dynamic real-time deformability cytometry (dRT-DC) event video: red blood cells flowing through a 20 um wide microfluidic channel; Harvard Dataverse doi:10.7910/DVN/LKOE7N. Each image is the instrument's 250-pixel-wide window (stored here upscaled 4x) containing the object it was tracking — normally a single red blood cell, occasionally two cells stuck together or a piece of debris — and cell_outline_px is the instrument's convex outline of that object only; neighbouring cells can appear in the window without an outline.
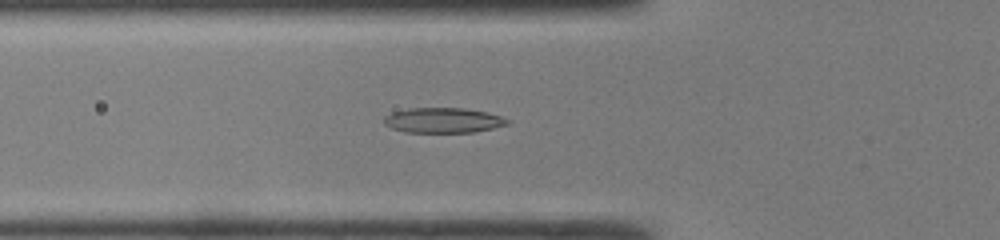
{"species": "common noctule bat (a hibernating species)", "species_latin": "Nyctalus noctula", "temperature_condition": "room temperature", "stored_images_in_passage": 34, "camera_frame_rate_fps": 3000, "um_per_image_px": 0.085, "animal": {"sex": "male", "body_mass_g": 19.0, "forearm_length_mm": 50.8}, "frame": {"image": 1, "passage_image": 4, "time_ms": 1.0, "image_size_px": [1000, 240], "cell_outline_px": [[512, 120], [508, 124], [476, 132], [404, 132], [392, 128], [384, 124], [384, 116], [392, 112], [408, 108], [464, 108], [488, 112]], "centroid_in_image_um": [37.67, 10.22], "position_along_channel_um": 88.1, "area_um2": 18.15}}
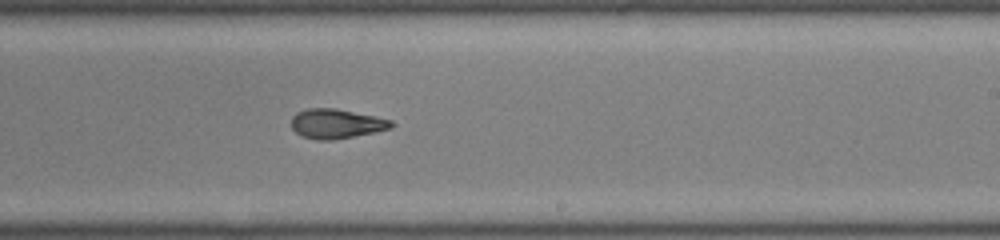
{"frame": {"image": 2, "passage_image": 16, "time_ms": 5.0, "image_size_px": [1000, 240], "cell_outline_px": [[396, 124], [392, 128], [376, 132], [336, 140], [316, 140], [304, 136], [296, 132], [292, 128], [292, 116], [296, 112], [308, 108], [336, 108], [376, 116], [392, 120]], "centroid_in_image_um": [28.63, 10.51], "position_along_channel_um": 260.4, "area_um2": 17.46}}
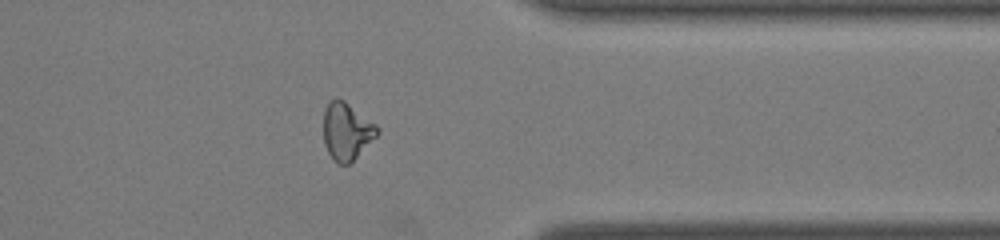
{"frame": {"image": 3, "passage_image": 25, "time_ms": 8.0, "image_size_px": [1000, 240], "cell_outline_px": [[380, 132], [348, 164], [336, 164], [332, 160], [324, 144], [324, 108], [328, 100], [336, 96], [344, 100], [376, 124], [380, 128]], "centroid_in_image_um": [29.43, 11.12], "position_along_channel_um": 382.0, "area_um2": 18.03}, "authors_computed_cell_mechanics": {"area_um2": 17.5712, "velocity_mm_per_s": 4.3138, "shape_relaxation_time_tau1_ms": 11.1887, "shape_relaxation_time_tau2_ms": 1.998, "deformation_change_tau1": 0.3317, "deformation_change_tau2": 0.0902}}